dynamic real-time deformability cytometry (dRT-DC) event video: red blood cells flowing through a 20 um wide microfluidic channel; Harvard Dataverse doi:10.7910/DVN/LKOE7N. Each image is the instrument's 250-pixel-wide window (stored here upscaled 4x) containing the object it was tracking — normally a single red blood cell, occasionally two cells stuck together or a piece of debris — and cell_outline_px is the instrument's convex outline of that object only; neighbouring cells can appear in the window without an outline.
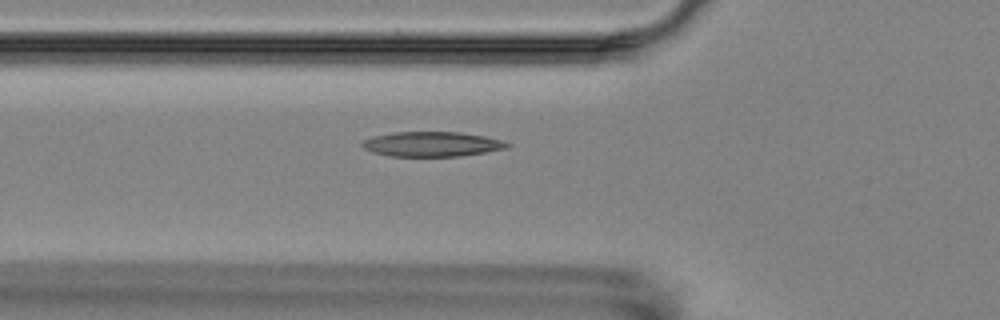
{"species": "Egyptian fruit bat (a non-hibernating species)", "species_latin": "Rousettus aegyptiacus", "temperature_condition": "room temperature", "stored_images_in_passage": 3, "camera_frame_rate_fps": 3000, "um_per_image_px": 0.085, "animal": {"sex": "female"}, "frame": {"image": 1, "passage_image": 3, "time_ms": 2.333, "image_size_px": [1000, 320], "cell_outline_px": [[512, 144], [508, 148], [460, 156], [388, 156], [372, 152], [364, 148], [360, 144], [364, 140], [372, 136], [392, 132], [460, 132], [484, 136], [500, 140]], "centroid_in_image_um": [36.68, 12.25], "position_along_channel_um": 89.1, "area_um2": 20.98}}